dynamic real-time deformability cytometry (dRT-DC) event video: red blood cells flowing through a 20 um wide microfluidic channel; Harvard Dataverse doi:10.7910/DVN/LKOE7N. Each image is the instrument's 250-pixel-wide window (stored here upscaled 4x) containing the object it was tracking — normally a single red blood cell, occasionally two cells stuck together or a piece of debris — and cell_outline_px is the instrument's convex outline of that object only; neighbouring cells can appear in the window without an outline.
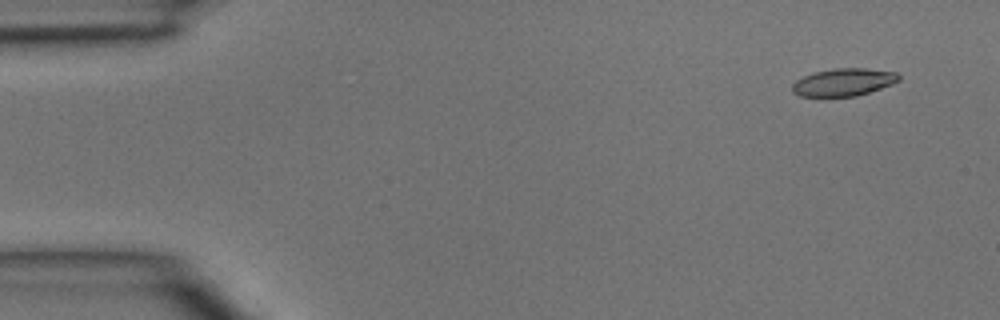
{"species": "common noctule bat (a hibernating species)", "species_latin": "Nyctalus noctula", "temperature_condition": "room temperature", "stored_images_in_passage": 3, "camera_frame_rate_fps": 3000, "um_per_image_px": 0.085, "animal": {"sex": "male", "body_mass_g": 15.6}, "frame": {"image": 1, "passage_image": 1, "time_ms": 0.0, "image_size_px": [1000, 320], "cell_outline_px": [[900, 80], [892, 84], [856, 96], [800, 96], [792, 92], [792, 84], [796, 80], [812, 72], [832, 68], [868, 68], [896, 72], [900, 76]], "centroid_in_image_um": [71.69, 6.97], "position_along_channel_um": 13.3, "area_um2": 17.17}}